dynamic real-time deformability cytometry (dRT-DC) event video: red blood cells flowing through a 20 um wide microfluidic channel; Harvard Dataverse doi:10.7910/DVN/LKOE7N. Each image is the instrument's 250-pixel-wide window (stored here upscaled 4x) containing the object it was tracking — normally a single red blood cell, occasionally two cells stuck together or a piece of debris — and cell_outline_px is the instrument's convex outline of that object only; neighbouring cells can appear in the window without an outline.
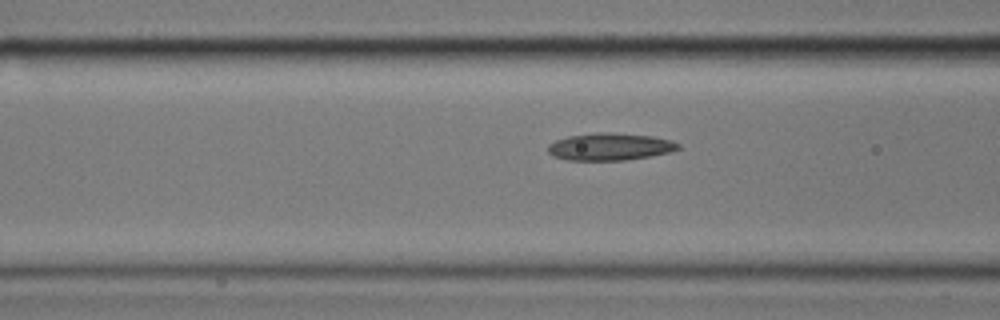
{"species": "common noctule bat (a hibernating species)", "species_latin": "Nyctalus noctula", "temperature_condition": "cold", "stored_images_in_passage": 15, "camera_frame_rate_fps": 3000, "um_per_image_px": 0.085, "animal": {"sex": "male", "body_mass_g": 17.9}, "frame": {"image": 1, "passage_image": 13, "time_ms": 4.0, "image_size_px": [1000, 320], "cell_outline_px": [[680, 148], [668, 152], [652, 156], [624, 160], [568, 160], [552, 156], [548, 152], [548, 144], [556, 140], [568, 136], [596, 132], [612, 132], [652, 136], [672, 140], [680, 144]], "centroid_in_image_um": [51.84, 12.46], "position_along_channel_um": 114.8, "area_um2": 20.81}}